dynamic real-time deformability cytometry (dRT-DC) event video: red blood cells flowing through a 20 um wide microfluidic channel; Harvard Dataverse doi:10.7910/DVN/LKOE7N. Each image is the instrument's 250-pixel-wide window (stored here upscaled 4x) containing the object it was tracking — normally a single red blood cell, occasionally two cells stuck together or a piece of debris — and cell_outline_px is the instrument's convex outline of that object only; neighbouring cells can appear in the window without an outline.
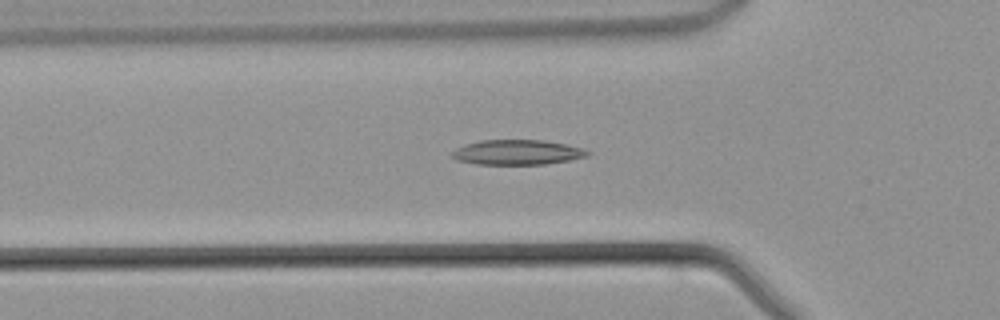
{"species": "common noctule bat (a hibernating species)", "species_latin": "Nyctalus noctula", "temperature_condition": "warm", "stored_images_in_passage": 36, "camera_frame_rate_fps": 3000, "um_per_image_px": 0.085, "animal": {"sex": "male", "body_mass_g": 21.5, "forearm_length_mm": 52.0}, "frame": {"image": 1, "passage_image": 9, "time_ms": 2.667, "image_size_px": [1000, 320], "cell_outline_px": [[592, 152], [588, 156], [568, 160], [544, 164], [476, 164], [456, 160], [452, 156], [452, 152], [456, 148], [464, 144], [480, 140], [544, 140], [564, 144], [580, 148]], "centroid_in_image_um": [43.93, 12.94], "position_along_channel_um": 81.9, "area_um2": 19.59}}
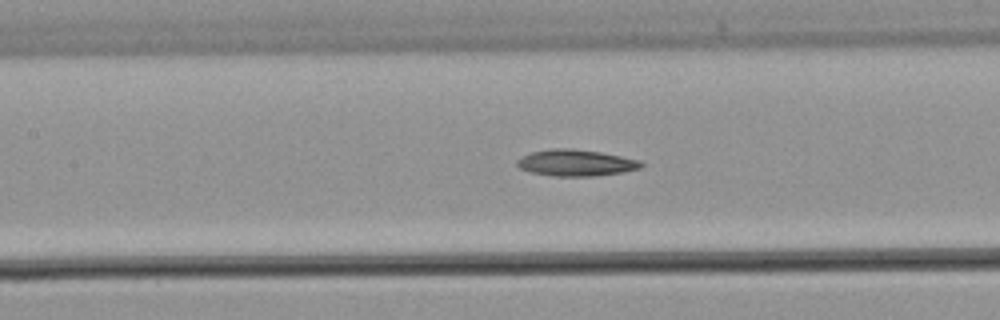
{"frame": {"image": 2, "passage_image": 14, "time_ms": 4.333, "image_size_px": [1000, 320], "cell_outline_px": [[644, 164], [640, 168], [624, 172], [592, 176], [552, 176], [532, 172], [520, 168], [516, 164], [516, 160], [532, 152], [552, 148], [572, 148], [600, 152], [640, 160]], "centroid_in_image_um": [48.96, 13.84], "position_along_channel_um": 158.4, "area_um2": 19.02}}
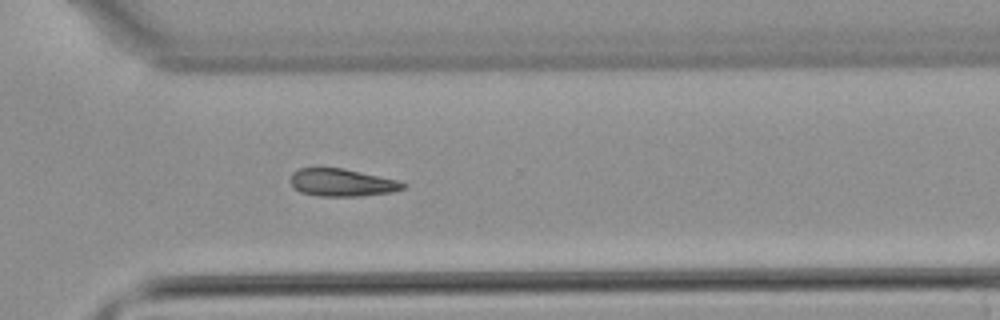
{"frame": {"image": 3, "passage_image": 26, "time_ms": 8.333, "image_size_px": [1000, 320], "cell_outline_px": [[408, 184], [404, 188], [392, 192], [360, 196], [320, 196], [300, 192], [292, 184], [292, 172], [300, 168], [344, 168], [396, 180]], "centroid_in_image_um": [29.08, 15.52], "position_along_channel_um": 341.5, "area_um2": 17.86}}